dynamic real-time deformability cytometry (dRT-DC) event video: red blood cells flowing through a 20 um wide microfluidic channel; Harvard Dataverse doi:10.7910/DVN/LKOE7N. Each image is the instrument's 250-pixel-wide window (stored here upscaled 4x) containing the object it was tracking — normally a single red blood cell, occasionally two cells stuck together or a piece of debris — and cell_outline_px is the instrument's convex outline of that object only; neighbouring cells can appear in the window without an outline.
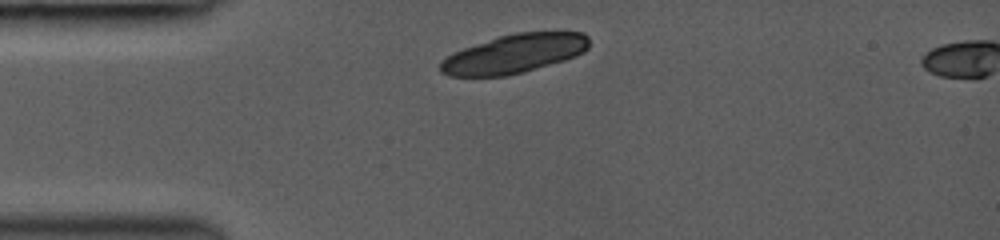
{"species": "common noctule bat (a hibernating species)", "species_latin": "Nyctalus noctula", "temperature_condition": "room temperature", "stored_images_in_passage": 14, "camera_frame_rate_fps": 3000, "um_per_image_px": 0.085, "animal": {"sex": "female", "body_mass_g": 19.0, "forearm_length_mm": 53.3}, "frame": {"image": 1, "passage_image": 1, "time_ms": 0.0, "image_size_px": [1000, 240], "cell_outline_px": [[588, 48], [584, 52], [576, 56], [564, 60], [524, 72], [508, 76], [448, 76], [440, 72], [440, 60], [452, 52], [496, 36], [516, 32], [584, 32], [588, 36]], "centroid_in_image_um": [43.68, 4.56], "position_along_channel_um": 41.3, "area_um2": 33.99}}